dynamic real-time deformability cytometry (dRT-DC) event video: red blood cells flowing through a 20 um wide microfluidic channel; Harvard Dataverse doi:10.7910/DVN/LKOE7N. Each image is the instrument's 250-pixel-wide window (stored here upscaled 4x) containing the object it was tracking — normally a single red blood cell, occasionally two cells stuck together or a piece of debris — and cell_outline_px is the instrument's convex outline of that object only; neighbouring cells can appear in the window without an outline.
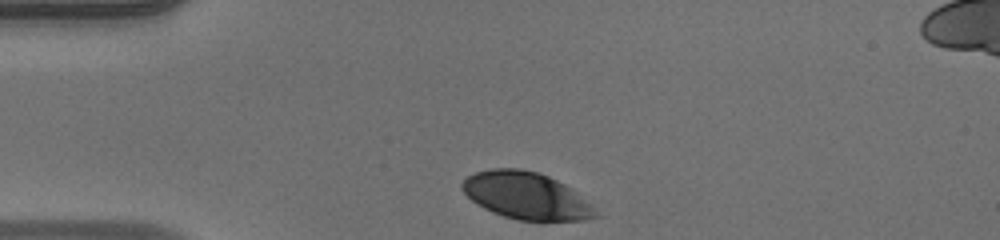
{"species": "human", "species_latin": "Homo sapiens", "temperature_condition": "warm", "stored_images_in_passage": 32, "camera_frame_rate_fps": 3000, "um_per_image_px": 0.085, "donor": {"sex": "male"}, "frame": {"image": 1, "passage_image": 1, "time_ms": 0.0, "image_size_px": [1000, 240], "cell_outline_px": [[600, 216], [584, 220], [540, 224], [516, 220], [492, 212], [476, 204], [460, 188], [460, 184], [468, 176], [476, 172], [492, 168], [520, 168], [540, 172], [572, 188]], "centroid_in_image_um": [44.73, 16.68], "position_along_channel_um": 40.3, "area_um2": 37.28}}
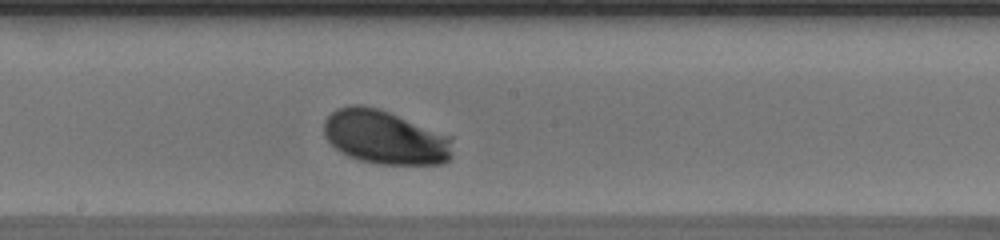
{"frame": {"image": 2, "passage_image": 17, "time_ms": 5.333, "image_size_px": [1000, 240], "cell_outline_px": [[452, 156], [444, 164], [376, 164], [360, 160], [348, 156], [340, 152], [324, 136], [324, 120], [336, 108], [352, 104], [360, 104], [376, 108], [388, 112], [452, 136]], "centroid_in_image_um": [32.73, 11.68], "position_along_channel_um": 215.5, "area_um2": 40.52}}
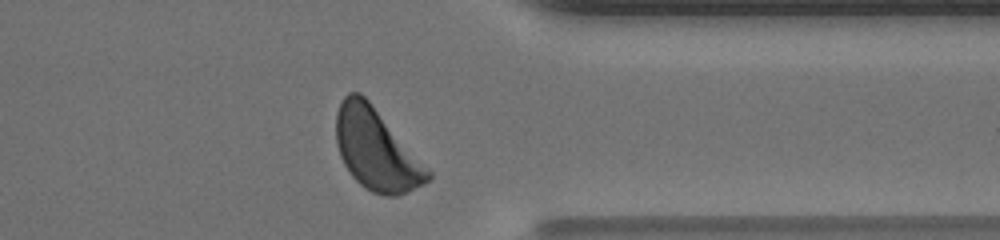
{"frame": {"image": 3, "passage_image": 30, "time_ms": 9.667, "image_size_px": [1000, 240], "cell_outline_px": [[432, 176], [424, 184], [408, 192], [396, 196], [384, 196], [372, 192], [364, 188], [352, 176], [344, 164], [340, 156], [336, 144], [336, 112], [344, 96], [348, 92], [360, 92], [372, 104], [432, 172]], "centroid_in_image_um": [31.97, 12.73], "position_along_channel_um": 379.4, "area_um2": 43.29}, "authors_computed_cell_mechanics": {"area_um2": 39.7375, "velocity_mm_per_s": 3.922, "shape_relaxation_time_tau1_ms": 1.3374, "shape_relaxation_time_tau2_ms": 4.3894, "deformation_change_tau1": 0.0975, "deformation_change_tau2": 0.0976}}